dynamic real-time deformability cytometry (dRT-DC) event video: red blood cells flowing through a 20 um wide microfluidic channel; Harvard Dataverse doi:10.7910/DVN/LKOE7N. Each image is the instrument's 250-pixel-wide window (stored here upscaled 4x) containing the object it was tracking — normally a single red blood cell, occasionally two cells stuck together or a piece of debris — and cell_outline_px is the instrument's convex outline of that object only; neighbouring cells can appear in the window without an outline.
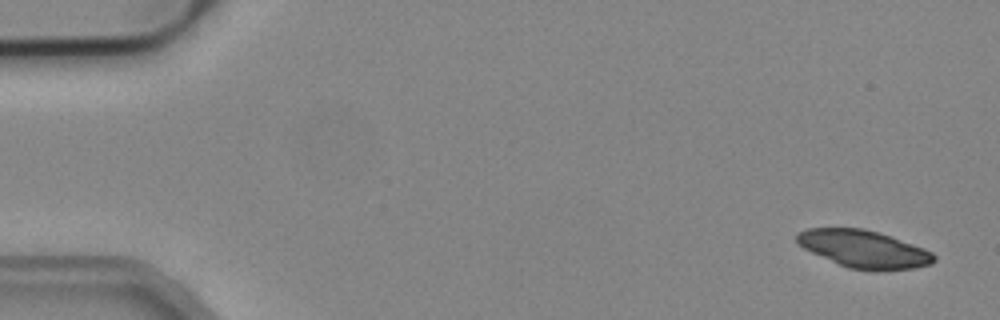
{"species": "common noctule bat (a hibernating species)", "species_latin": "Nyctalus noctula", "temperature_condition": "cold", "stored_images_in_passage": 6, "camera_frame_rate_fps": 3000, "um_per_image_px": 0.085, "animal": {"sex": "male", "body_mass_g": 19.2, "forearm_length_mm": 51.8}, "frame": {"image": 1, "passage_image": 1, "time_ms": 0.0, "image_size_px": [1000, 320], "cell_outline_px": [[936, 260], [932, 264], [916, 268], [880, 272], [876, 272], [848, 268], [812, 252], [804, 248], [796, 240], [796, 232], [808, 228], [864, 228], [880, 232], [892, 236], [924, 248], [932, 252], [936, 256]], "centroid_in_image_um": [73.48, 21.18], "position_along_channel_um": 11.5, "area_um2": 30.4}}